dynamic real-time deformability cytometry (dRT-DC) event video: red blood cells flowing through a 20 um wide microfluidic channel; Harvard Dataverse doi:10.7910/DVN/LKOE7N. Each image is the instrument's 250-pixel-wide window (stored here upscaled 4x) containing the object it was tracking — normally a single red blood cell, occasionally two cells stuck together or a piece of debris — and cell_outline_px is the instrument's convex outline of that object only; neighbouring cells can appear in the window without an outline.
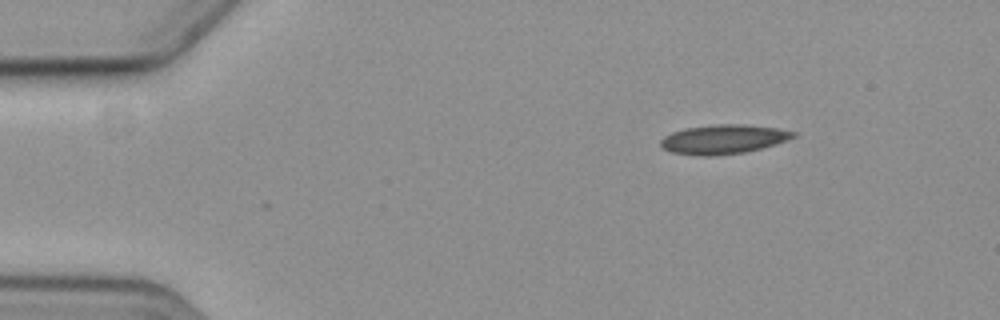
{"species": "common noctule bat (a hibernating species)", "species_latin": "Nyctalus noctula", "temperature_condition": "cold", "stored_images_in_passage": 2, "camera_frame_rate_fps": 3000, "um_per_image_px": 0.085, "animal": {"sex": "female", "body_mass_g": 19.3, "forearm_length_mm": 54.1}, "frame": {"image": 1, "passage_image": 2, "time_ms": 1.0, "image_size_px": [1000, 320], "cell_outline_px": [[796, 136], [788, 140], [776, 144], [744, 152], [712, 156], [696, 156], [672, 152], [660, 148], [660, 140], [664, 136], [672, 132], [688, 128], [716, 124], [744, 124], [776, 128], [796, 132]], "centroid_in_image_um": [61.46, 11.84], "position_along_channel_um": 23.5, "area_um2": 22.6}}